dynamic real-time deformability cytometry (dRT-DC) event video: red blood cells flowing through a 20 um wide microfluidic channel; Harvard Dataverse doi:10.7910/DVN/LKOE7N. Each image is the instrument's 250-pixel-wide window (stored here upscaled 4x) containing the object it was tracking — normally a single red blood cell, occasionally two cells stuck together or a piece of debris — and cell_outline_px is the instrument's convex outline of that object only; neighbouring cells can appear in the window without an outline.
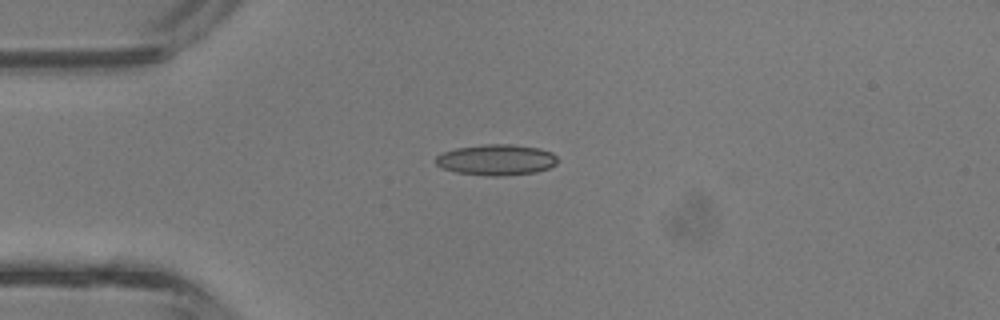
{"species": "common noctule bat (a hibernating species)", "species_latin": "Nyctalus noctula", "temperature_condition": "room temperature", "stored_images_in_passage": 1, "camera_frame_rate_fps": 3000, "um_per_image_px": 0.085, "animal": {"sex": "male", "body_mass_g": 13.3}, "frame": {"image": 1, "passage_image": 1, "time_ms": 0.0, "image_size_px": [1000, 320], "cell_outline_px": [[556, 164], [548, 168], [536, 172], [500, 176], [492, 176], [456, 172], [440, 168], [436, 164], [436, 156], [444, 152], [456, 148], [484, 144], [512, 144], [540, 148], [552, 152], [556, 156]], "centroid_in_image_um": [42.18, 13.58], "position_along_channel_um": 42.8, "area_um2": 21.91}}